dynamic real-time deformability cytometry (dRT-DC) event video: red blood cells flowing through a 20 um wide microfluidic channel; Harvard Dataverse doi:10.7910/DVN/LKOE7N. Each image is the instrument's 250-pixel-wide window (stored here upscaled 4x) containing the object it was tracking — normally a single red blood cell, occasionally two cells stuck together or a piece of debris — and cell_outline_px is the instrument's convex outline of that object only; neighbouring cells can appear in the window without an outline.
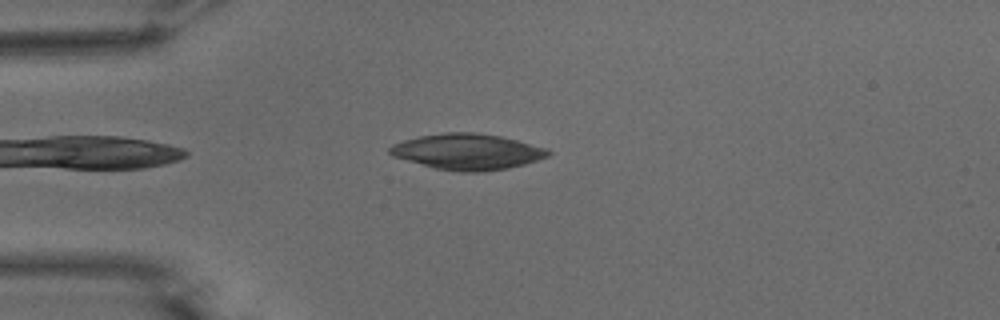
{"species": "common noctule bat (a hibernating species)", "species_latin": "Nyctalus noctula", "temperature_condition": "warm", "stored_images_in_passage": 44, "camera_frame_rate_fps": 3000, "um_per_image_px": 0.085, "animal": {"sex": "male", "body_mass_g": 15.6}, "frame": {"image": 1, "passage_image": 5, "time_ms": 1.333, "image_size_px": [1000, 320], "cell_outline_px": [[552, 152], [548, 156], [524, 164], [508, 168], [484, 172], [460, 172], [432, 168], [392, 156], [388, 152], [388, 148], [392, 144], [404, 140], [420, 136], [444, 132], [472, 132], [500, 136], [548, 148]], "centroid_in_image_um": [39.71, 12.9], "position_along_channel_um": 45.3, "area_um2": 33.23}}
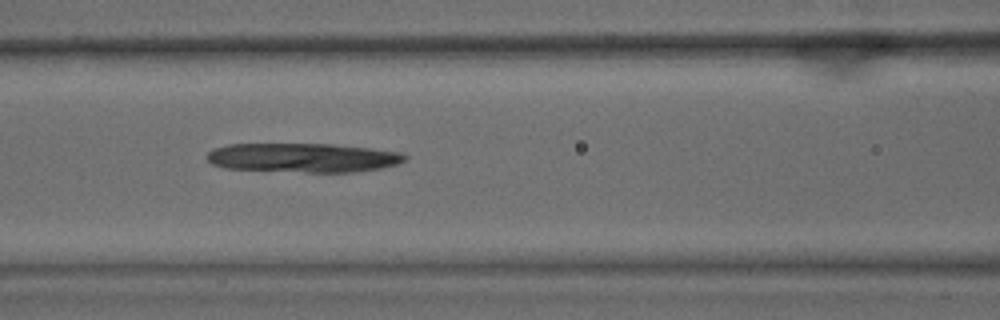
{"frame": {"image": 2, "passage_image": 14, "time_ms": 4.333, "image_size_px": [1000, 320], "cell_outline_px": [[408, 160], [396, 164], [380, 168], [356, 172], [304, 172], [224, 168], [212, 164], [204, 156], [212, 148], [228, 144], [332, 144], [368, 148], [400, 152], [408, 156]], "centroid_in_image_um": [25.73, 13.4], "position_along_channel_um": 140.9, "area_um2": 33.81}}